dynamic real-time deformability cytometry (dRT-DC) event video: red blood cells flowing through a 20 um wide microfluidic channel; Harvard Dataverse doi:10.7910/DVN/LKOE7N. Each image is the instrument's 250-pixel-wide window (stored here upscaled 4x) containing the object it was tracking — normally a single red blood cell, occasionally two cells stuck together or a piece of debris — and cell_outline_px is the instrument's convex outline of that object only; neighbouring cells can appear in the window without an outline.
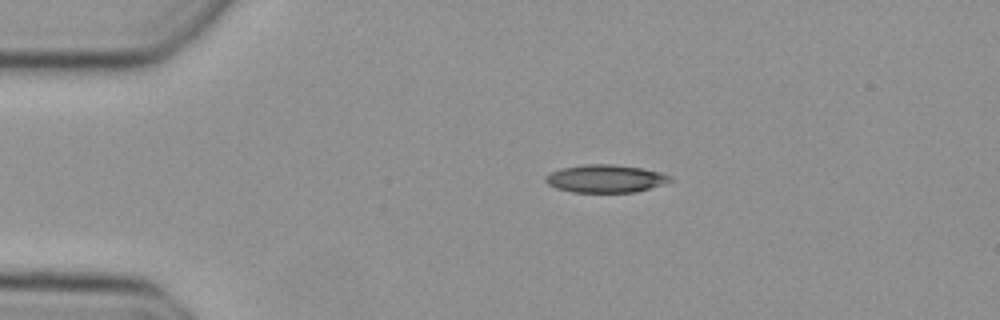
{"species": "Egyptian fruit bat (a non-hibernating species)", "species_latin": "Rousettus aegyptiacus", "temperature_condition": "cold", "stored_images_in_passage": 40, "camera_frame_rate_fps": 3000, "um_per_image_px": 0.085, "animal": {"sex": "female"}, "frame": {"image": 1, "passage_image": 1, "time_ms": 0.0, "image_size_px": [1000, 320], "cell_outline_px": [[672, 180], [664, 184], [636, 192], [572, 192], [556, 188], [548, 184], [544, 180], [544, 176], [560, 168], [584, 164], [612, 164], [640, 168], [660, 172], [672, 176]], "centroid_in_image_um": [51.45, 15.18], "position_along_channel_um": 33.5, "area_um2": 20.23}}
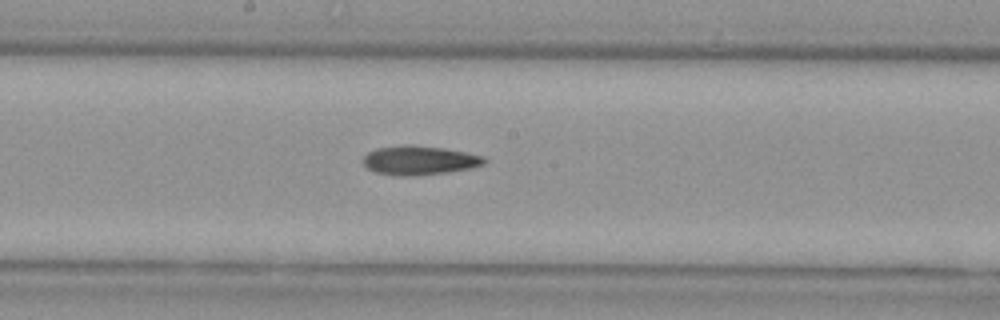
{"frame": {"image": 2, "passage_image": 17, "time_ms": 5.333, "image_size_px": [1000, 320], "cell_outline_px": [[488, 160], [484, 164], [472, 168], [448, 172], [416, 176], [400, 176], [376, 172], [368, 168], [364, 164], [364, 156], [368, 152], [376, 148], [400, 144], [412, 144], [444, 148], [484, 156]], "centroid_in_image_um": [35.66, 13.62], "position_along_channel_um": 212.5, "area_um2": 20.75}}
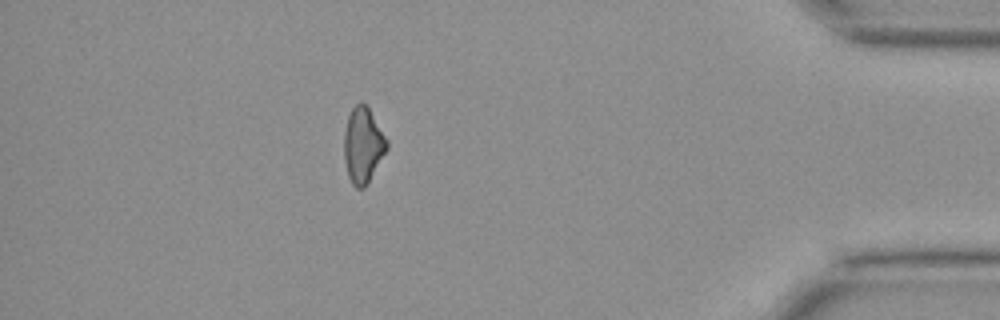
{"frame": {"image": 3, "passage_image": 34, "time_ms": 11.0, "image_size_px": [1000, 320], "cell_outline_px": [[388, 148], [364, 188], [356, 188], [352, 184], [348, 176], [344, 160], [344, 132], [348, 116], [352, 108], [360, 100], [368, 108], [388, 140]], "centroid_in_image_um": [30.84, 12.34], "position_along_channel_um": 404.4, "area_um2": 18.67}}